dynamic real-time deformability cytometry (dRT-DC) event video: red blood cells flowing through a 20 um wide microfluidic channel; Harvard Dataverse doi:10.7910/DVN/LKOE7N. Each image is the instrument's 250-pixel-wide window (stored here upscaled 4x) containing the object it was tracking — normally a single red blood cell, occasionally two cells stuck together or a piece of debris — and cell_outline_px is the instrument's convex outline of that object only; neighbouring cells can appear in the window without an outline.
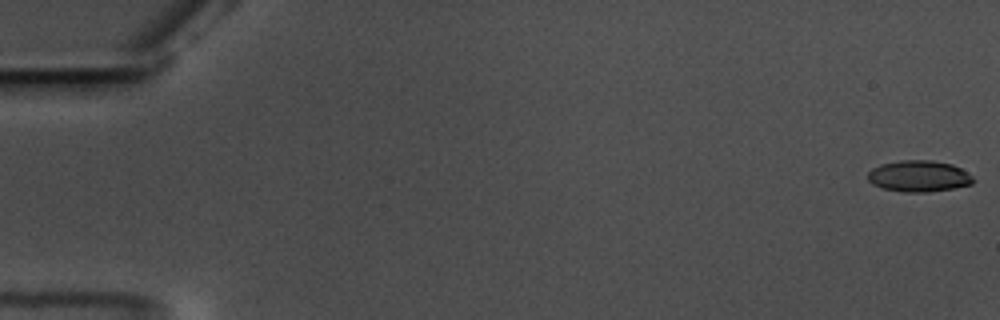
{"species": "common noctule bat (a hibernating species)", "species_latin": "Nyctalus noctula", "temperature_condition": "warm", "stored_images_in_passage": 14, "camera_frame_rate_fps": 3000, "um_per_image_px": 0.085, "animal": {"sex": "male", "body_mass_g": 17.5, "forearm_length_mm": 52.3}, "frame": {"image": 1, "passage_image": 1, "time_ms": 0.0, "image_size_px": [1000, 320], "cell_outline_px": [[972, 184], [952, 188], [928, 192], [904, 192], [884, 188], [872, 184], [868, 180], [868, 172], [872, 168], [880, 164], [900, 160], [932, 160], [952, 164], [960, 168], [972, 176]], "centroid_in_image_um": [78.07, 14.96], "position_along_channel_um": 6.9, "area_um2": 19.13}}